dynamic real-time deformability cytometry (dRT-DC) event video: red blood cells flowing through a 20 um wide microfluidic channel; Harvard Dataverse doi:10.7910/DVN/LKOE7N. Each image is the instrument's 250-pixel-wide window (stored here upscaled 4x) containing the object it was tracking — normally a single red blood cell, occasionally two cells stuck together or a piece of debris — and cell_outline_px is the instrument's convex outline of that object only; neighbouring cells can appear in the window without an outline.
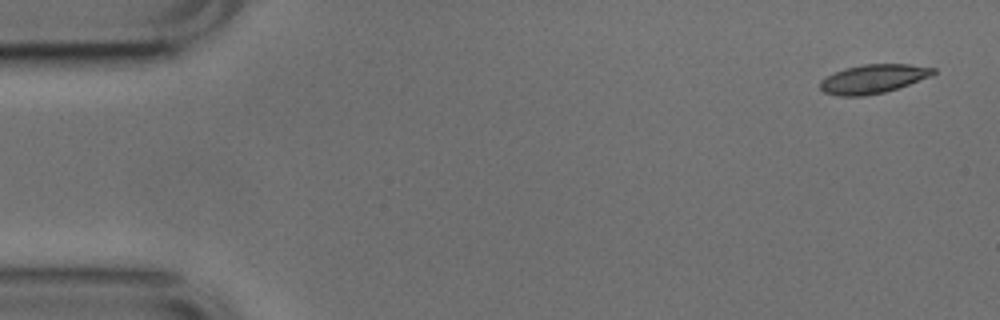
{"species": "common noctule bat (a hibernating species)", "species_latin": "Nyctalus noctula", "temperature_condition": "cold", "stored_images_in_passage": 3, "camera_frame_rate_fps": 3000, "um_per_image_px": 0.085, "animal": {"sex": "male", "body_mass_g": 17.9, "forearm_length_mm": 54.2}, "frame": {"image": 1, "passage_image": 1, "time_ms": 0.0, "image_size_px": [1000, 320], "cell_outline_px": [[936, 72], [932, 76], [884, 92], [864, 96], [840, 96], [824, 92], [820, 88], [820, 80], [844, 68], [864, 64], [908, 64], [936, 68]], "centroid_in_image_um": [74.23, 6.7], "position_along_channel_um": 10.8, "area_um2": 18.9}}